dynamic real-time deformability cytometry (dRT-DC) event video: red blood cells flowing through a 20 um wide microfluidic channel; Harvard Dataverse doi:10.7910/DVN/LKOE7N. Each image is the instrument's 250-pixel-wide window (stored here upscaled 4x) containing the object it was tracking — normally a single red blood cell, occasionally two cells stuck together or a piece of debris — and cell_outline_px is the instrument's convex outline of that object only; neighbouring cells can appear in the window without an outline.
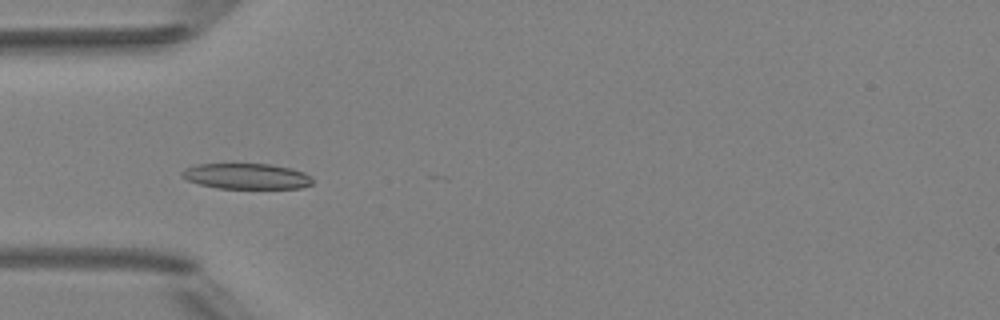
{"species": "Egyptian fruit bat (a non-hibernating species)", "species_latin": "Rousettus aegyptiacus", "temperature_condition": "room temperature", "stored_images_in_passage": 7, "camera_frame_rate_fps": 3000, "um_per_image_px": 0.085, "animal": {"sex": "female"}, "frame": {"image": 1, "passage_image": 5, "time_ms": 5.333, "image_size_px": [1000, 320], "cell_outline_px": [[312, 184], [300, 188], [216, 188], [200, 184], [188, 180], [180, 176], [180, 172], [184, 168], [196, 164], [272, 164], [292, 168], [304, 172], [312, 176]], "centroid_in_image_um": [20.95, 14.97], "position_along_channel_um": 64.1, "area_um2": 19.65}}
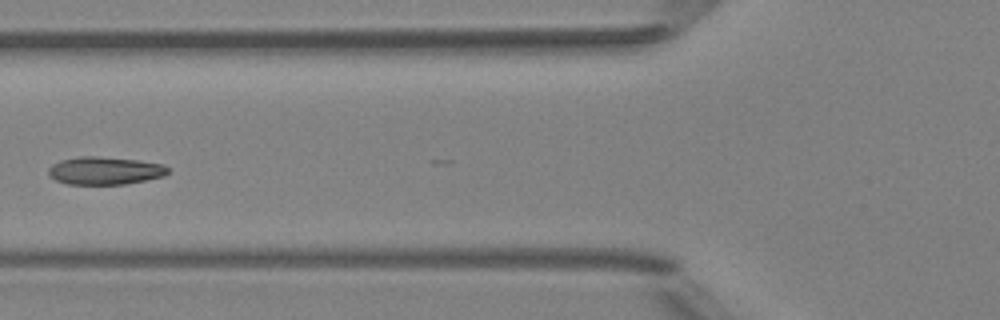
{"frame": {"image": 2, "passage_image": 6, "time_ms": 6.667, "image_size_px": [1000, 320], "cell_outline_px": [[168, 172], [164, 176], [124, 184], [68, 184], [56, 180], [48, 176], [48, 168], [52, 164], [60, 160], [76, 156], [96, 156], [136, 160], [164, 164], [168, 168]], "centroid_in_image_um": [8.87, 14.5], "position_along_channel_um": 116.9, "area_um2": 19.36}}
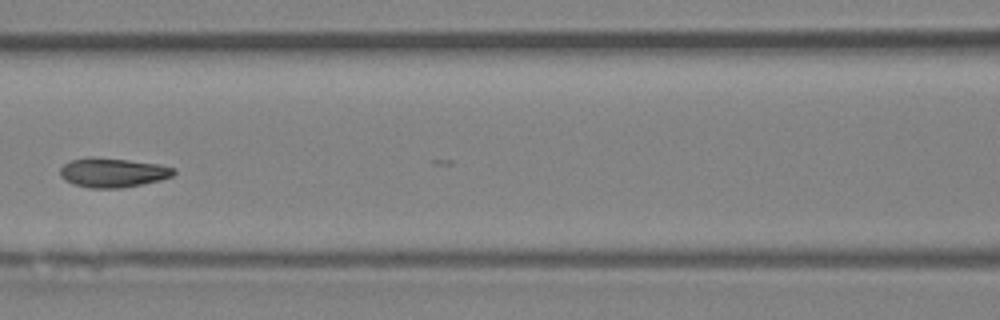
{"frame": {"image": 3, "passage_image": 7, "time_ms": 7.667, "image_size_px": [1000, 320], "cell_outline_px": [[176, 172], [172, 176], [160, 180], [120, 188], [88, 188], [64, 180], [60, 176], [60, 168], [64, 164], [72, 160], [88, 156], [128, 160], [160, 164], [176, 168]], "centroid_in_image_um": [9.59, 14.66], "position_along_channel_um": 157.0, "area_um2": 19.42}}